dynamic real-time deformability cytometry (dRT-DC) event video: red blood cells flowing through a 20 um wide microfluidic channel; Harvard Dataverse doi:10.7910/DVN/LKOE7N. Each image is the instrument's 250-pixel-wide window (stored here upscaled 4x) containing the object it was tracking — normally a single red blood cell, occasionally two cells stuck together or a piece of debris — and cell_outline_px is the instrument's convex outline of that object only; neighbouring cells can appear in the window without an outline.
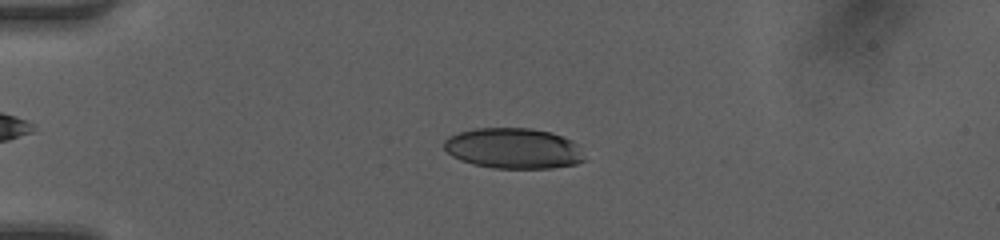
{"species": "human", "species_latin": "Homo sapiens", "temperature_condition": "room temperature", "stored_images_in_passage": 48, "camera_frame_rate_fps": 3000, "um_per_image_px": 0.085, "donor": {"sex": "female"}, "frame": {"image": 1, "passage_image": 12, "time_ms": 3.667, "image_size_px": [1000, 240], "cell_outline_px": [[584, 160], [576, 164], [552, 168], [492, 168], [472, 164], [460, 160], [452, 156], [444, 148], [444, 140], [448, 136], [460, 132], [476, 128], [532, 128], [552, 132], [572, 140], [576, 144]], "centroid_in_image_um": [43.61, 12.61], "position_along_channel_um": 41.4, "area_um2": 33.18}}
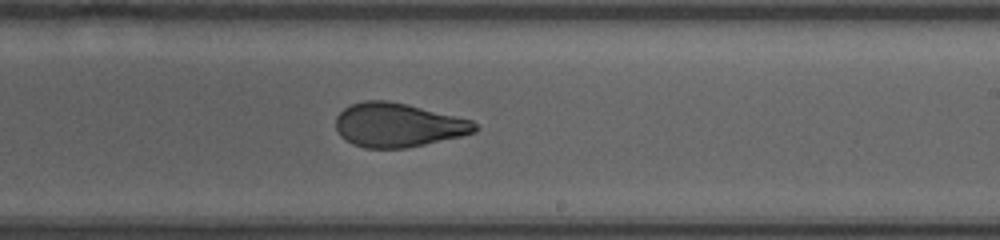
{"frame": {"image": 2, "passage_image": 30, "time_ms": 9.667, "image_size_px": [1000, 240], "cell_outline_px": [[480, 128], [476, 132], [460, 136], [424, 144], [404, 148], [364, 148], [352, 144], [344, 140], [340, 136], [336, 128], [336, 116], [344, 108], [352, 104], [364, 100], [388, 100], [408, 104], [472, 120]], "centroid_in_image_um": [33.81, 10.62], "position_along_channel_um": 255.2, "area_um2": 35.72}}
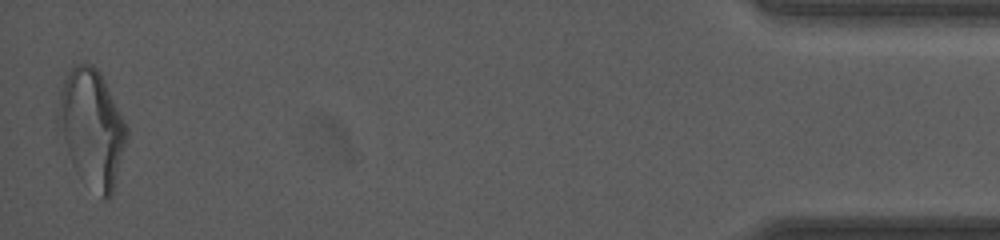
{"frame": {"image": 3, "passage_image": 48, "time_ms": 15.667, "image_size_px": [1000, 240], "cell_outline_px": [[128, 136], [112, 196], [108, 200], [104, 200], [76, 172], [56, 136], [56, 112], [60, 92], [64, 80], [68, 72], [76, 64], [92, 64], [100, 72], [128, 128]], "centroid_in_image_um": [7.75, 10.92], "position_along_channel_um": 427.4, "area_um2": 47.45}, "authors_computed_cell_mechanics": {"area_um2": 35.6915, "velocity_mm_per_s": 4.2199, "shape_relaxation_time_tau1_ms": 7.2415, "shape_relaxation_time_tau2_ms": 1.1453, "deformation_change_tau1": 0.2262, "deformation_change_tau2": 0.0861}}